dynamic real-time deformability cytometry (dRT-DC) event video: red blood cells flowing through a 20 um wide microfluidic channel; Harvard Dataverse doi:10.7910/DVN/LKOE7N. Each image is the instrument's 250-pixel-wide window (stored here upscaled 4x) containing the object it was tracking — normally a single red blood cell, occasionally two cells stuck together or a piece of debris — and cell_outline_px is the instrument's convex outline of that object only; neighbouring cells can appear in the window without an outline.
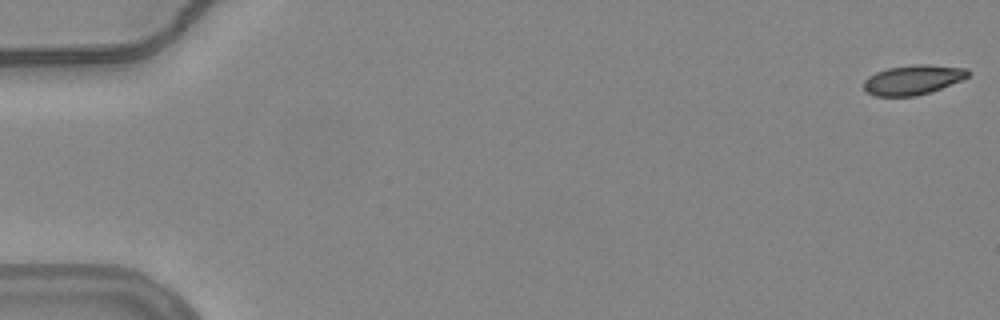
{"species": "common noctule bat (a hibernating species)", "species_latin": "Nyctalus noctula", "temperature_condition": "warm", "stored_images_in_passage": 34, "camera_frame_rate_fps": 3000, "um_per_image_px": 0.085, "animal": {"sex": "female", "body_mass_g": 24.6, "forearm_length_mm": 56.2}, "frame": {"image": 1, "passage_image": 1, "time_ms": 0.0, "image_size_px": [1000, 320], "cell_outline_px": [[972, 72], [968, 76], [960, 80], [932, 92], [916, 96], [872, 96], [864, 92], [864, 80], [868, 76], [876, 72], [888, 68], [912, 64], [924, 64], [968, 68]], "centroid_in_image_um": [77.58, 6.78], "position_along_channel_um": 7.4, "area_um2": 18.26}}
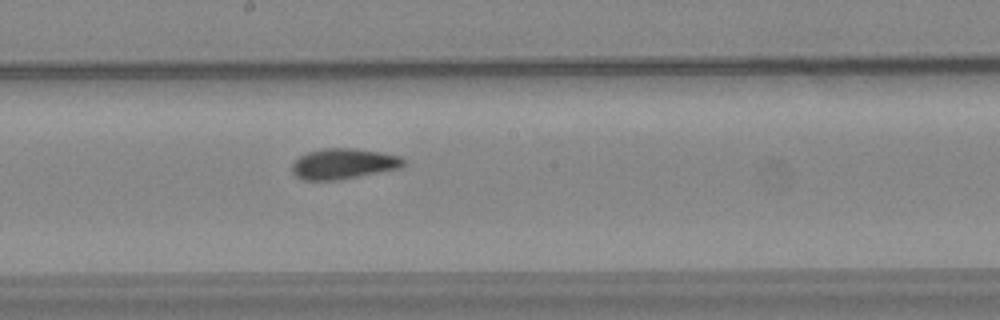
{"frame": {"image": 2, "passage_image": 31, "time_ms": 10.0, "image_size_px": [1000, 320], "cell_outline_px": [[404, 164], [400, 168], [336, 180], [304, 180], [296, 176], [292, 172], [292, 164], [300, 156], [308, 152], [324, 148], [356, 148], [380, 152], [400, 156], [404, 160]], "centroid_in_image_um": [29.18, 13.91], "position_along_channel_um": 219.0, "area_um2": 19.65}}
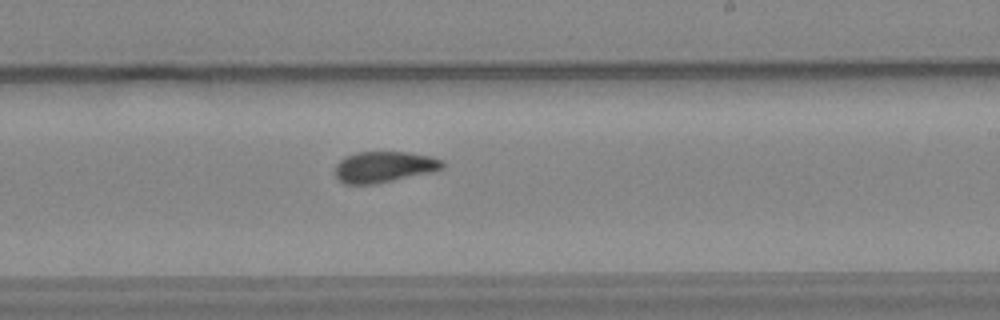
{"frame": {"image": 3, "passage_image": 34, "time_ms": 11.0, "image_size_px": [1000, 320], "cell_outline_px": [[444, 168], [436, 172], [376, 184], [344, 184], [336, 176], [336, 164], [344, 156], [356, 152], [408, 152], [432, 156], [444, 160]], "centroid_in_image_um": [32.71, 14.19], "position_along_channel_um": 256.3, "area_um2": 19.83}}